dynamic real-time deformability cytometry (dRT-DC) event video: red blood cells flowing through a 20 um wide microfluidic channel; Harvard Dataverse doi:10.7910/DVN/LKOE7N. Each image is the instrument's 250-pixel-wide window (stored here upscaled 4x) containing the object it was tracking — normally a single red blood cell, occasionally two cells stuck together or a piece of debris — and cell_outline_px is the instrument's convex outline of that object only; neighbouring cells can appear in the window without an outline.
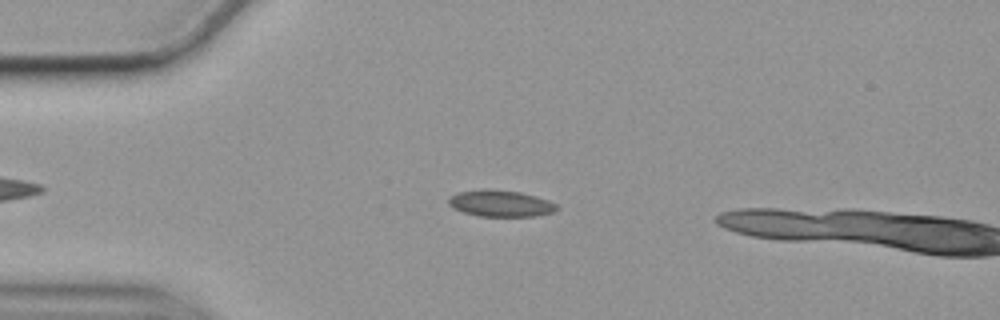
{"species": "common noctule bat (a hibernating species)", "species_latin": "Nyctalus noctula", "temperature_condition": "cold", "stored_images_in_passage": 15, "camera_frame_rate_fps": 3000, "um_per_image_px": 0.085, "animal": {"sex": "female", "body_mass_g": 19.9}, "frame": {"image": 1, "passage_image": 13, "time_ms": 4.0, "image_size_px": [1000, 320], "cell_outline_px": [[560, 208], [556, 212], [536, 216], [480, 216], [464, 212], [452, 208], [448, 204], [448, 196], [456, 192], [484, 188], [488, 188], [520, 192], [536, 196], [548, 200], [556, 204]], "centroid_in_image_um": [42.54, 17.28], "position_along_channel_um": 42.5, "area_um2": 17.05}}